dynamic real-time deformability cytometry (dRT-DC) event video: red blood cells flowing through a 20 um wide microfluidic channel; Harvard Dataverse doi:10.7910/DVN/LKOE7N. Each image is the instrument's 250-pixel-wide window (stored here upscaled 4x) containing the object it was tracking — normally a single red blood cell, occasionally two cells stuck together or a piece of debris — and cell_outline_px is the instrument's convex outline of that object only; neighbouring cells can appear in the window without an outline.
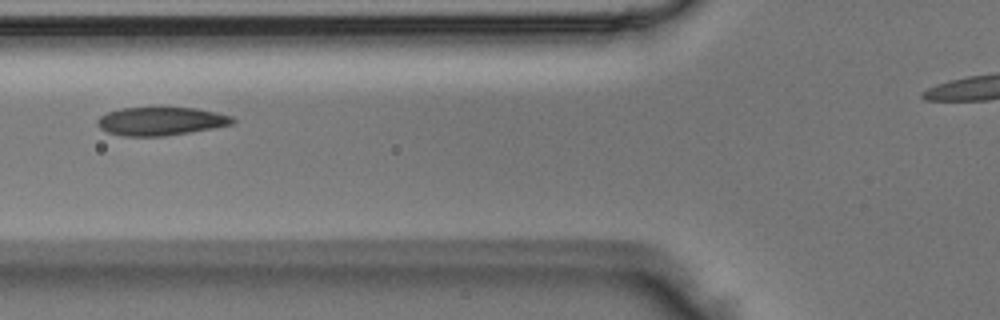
{"species": "Egyptian fruit bat (a non-hibernating species)", "species_latin": "Rousettus aegyptiacus", "temperature_condition": "room temperature", "stored_images_in_passage": 4, "camera_frame_rate_fps": 3000, "um_per_image_px": 0.085, "animal": {"sex": "male"}, "frame": {"image": 1, "passage_image": 3, "time_ms": 0.667, "image_size_px": [1000, 320], "cell_outline_px": [[236, 120], [232, 124], [216, 128], [192, 132], [164, 136], [124, 136], [108, 132], [100, 128], [96, 124], [96, 120], [100, 116], [108, 112], [120, 108], [196, 108], [216, 112], [232, 116]], "centroid_in_image_um": [13.69, 10.31], "position_along_channel_um": 112.1, "area_um2": 22.37}}
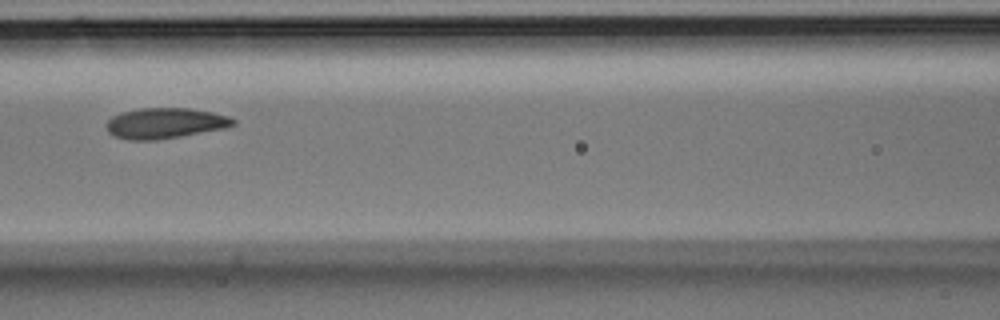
{"frame": {"image": 2, "passage_image": 4, "time_ms": 1.0, "image_size_px": [1000, 320], "cell_outline_px": [[236, 124], [224, 128], [180, 136], [156, 140], [128, 140], [112, 136], [108, 132], [104, 124], [112, 116], [124, 112], [140, 108], [188, 108], [212, 112], [228, 116], [236, 120]], "centroid_in_image_um": [13.99, 10.47], "position_along_channel_um": 152.6, "area_um2": 22.6}}